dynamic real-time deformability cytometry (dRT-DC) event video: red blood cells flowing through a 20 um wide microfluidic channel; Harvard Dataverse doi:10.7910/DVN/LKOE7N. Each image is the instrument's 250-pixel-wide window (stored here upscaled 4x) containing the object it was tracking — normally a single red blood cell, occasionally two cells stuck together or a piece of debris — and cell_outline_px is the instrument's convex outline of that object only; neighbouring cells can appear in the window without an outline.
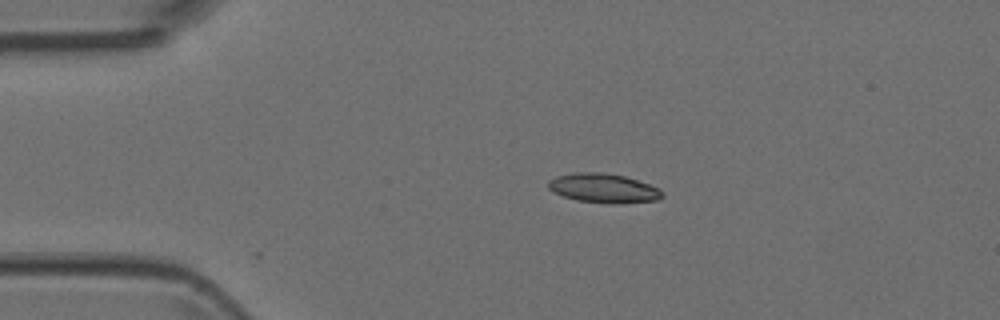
{"species": "Egyptian fruit bat (a non-hibernating species)", "species_latin": "Rousettus aegyptiacus", "temperature_condition": "room temperature", "stored_images_in_passage": 3, "camera_frame_rate_fps": 3000, "um_per_image_px": 0.085, "animal": {"sex": "female"}, "frame": {"image": 1, "passage_image": 2, "time_ms": 0.333, "image_size_px": [1000, 320], "cell_outline_px": [[664, 196], [660, 200], [616, 204], [612, 204], [576, 200], [564, 196], [548, 188], [548, 180], [556, 176], [576, 172], [604, 172], [624, 176], [660, 188], [664, 192]], "centroid_in_image_um": [51.34, 16.0], "position_along_channel_um": 33.7, "area_um2": 19.54}}